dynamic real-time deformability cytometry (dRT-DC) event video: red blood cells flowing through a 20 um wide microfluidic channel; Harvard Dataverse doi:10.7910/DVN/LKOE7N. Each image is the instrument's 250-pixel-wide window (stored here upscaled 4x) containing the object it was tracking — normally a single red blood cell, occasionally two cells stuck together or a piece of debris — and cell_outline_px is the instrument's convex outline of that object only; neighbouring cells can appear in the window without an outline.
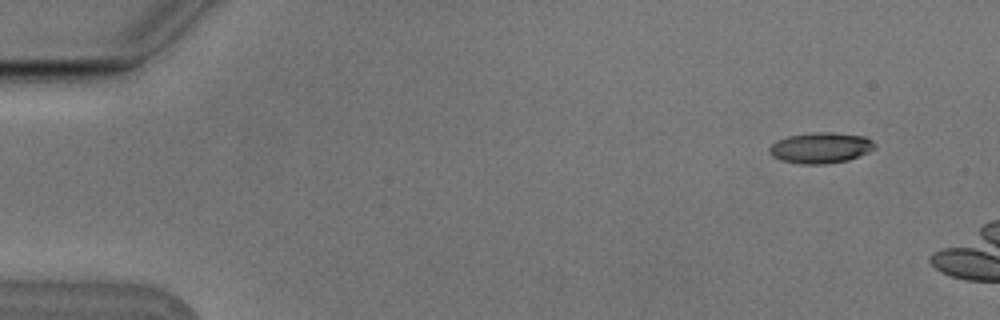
{"species": "Egyptian fruit bat (a non-hibernating species)", "species_latin": "Rousettus aegyptiacus", "temperature_condition": "cold", "stored_images_in_passage": 4, "camera_frame_rate_fps": 3000, "um_per_image_px": 0.085, "animal": {"sex": "male"}, "frame": {"image": 1, "passage_image": 2, "time_ms": 0.333, "image_size_px": [1000, 320], "cell_outline_px": [[876, 144], [868, 152], [848, 160], [824, 164], [800, 164], [780, 160], [772, 156], [768, 152], [768, 148], [776, 140], [788, 136], [816, 132], [832, 132], [864, 136], [872, 140]], "centroid_in_image_um": [69.71, 12.56], "position_along_channel_um": 15.3, "area_um2": 18.9}}